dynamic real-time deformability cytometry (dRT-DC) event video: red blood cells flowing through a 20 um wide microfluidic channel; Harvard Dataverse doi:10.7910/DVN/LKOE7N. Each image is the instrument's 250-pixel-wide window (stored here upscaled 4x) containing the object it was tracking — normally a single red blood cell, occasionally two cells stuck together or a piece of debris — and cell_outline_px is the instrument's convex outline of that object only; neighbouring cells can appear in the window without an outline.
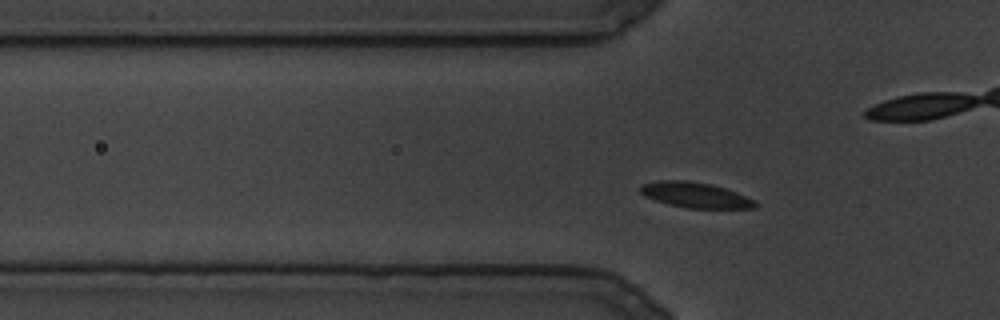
{"species": "common noctule bat (a hibernating species)", "species_latin": "Nyctalus noctula", "temperature_condition": "cold", "stored_images_in_passage": 108, "camera_frame_rate_fps": 3000, "um_per_image_px": 0.085, "animal": {"sex": "male", "body_mass_g": 19.5, "forearm_length_mm": 54.6}, "frame": {"image": 1, "passage_image": 25, "time_ms": 8.0, "image_size_px": [1000, 320], "cell_outline_px": [[760, 204], [756, 208], [684, 208], [668, 204], [644, 196], [640, 192], [640, 188], [644, 184], [660, 180], [688, 180], [712, 184], [736, 192], [756, 200]], "centroid_in_image_um": [59.15, 16.58], "position_along_channel_um": 66.7, "area_um2": 17.11}}
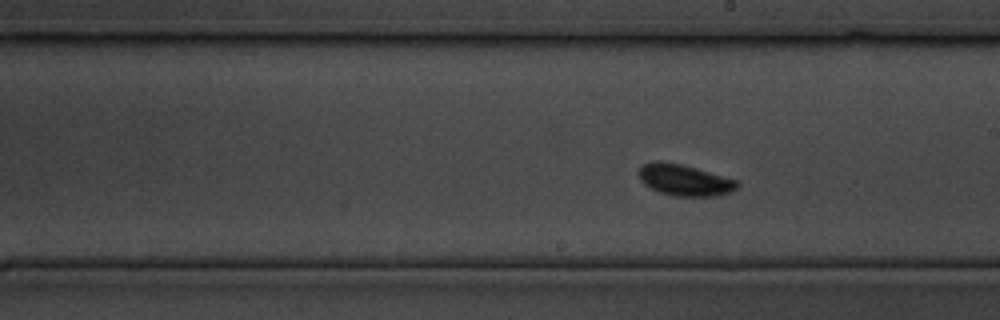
{"frame": {"image": 2, "passage_image": 55, "time_ms": 18.0, "image_size_px": [1000, 320], "cell_outline_px": [[740, 184], [732, 192], [716, 196], [676, 196], [660, 192], [644, 184], [640, 180], [636, 172], [644, 164], [656, 160], [660, 160], [680, 164], [696, 168], [736, 180]], "centroid_in_image_um": [58.16, 15.3], "position_along_channel_um": 230.8, "area_um2": 17.92}}
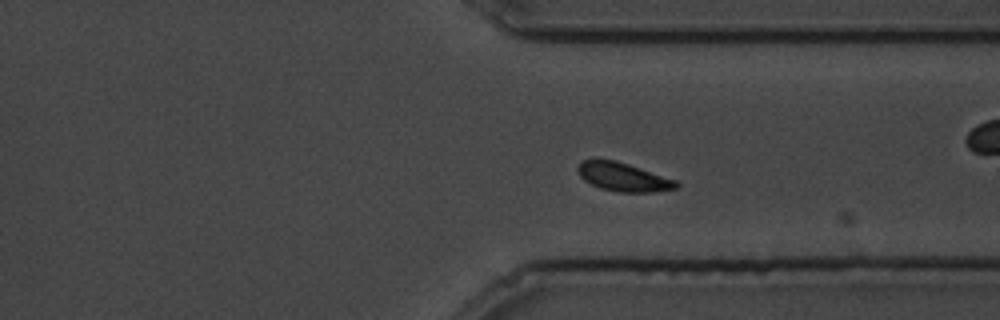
{"frame": {"image": 3, "passage_image": 78, "time_ms": 25.667, "image_size_px": [1000, 320], "cell_outline_px": [[680, 184], [676, 188], [652, 192], [620, 192], [600, 188], [584, 180], [580, 176], [576, 168], [584, 160], [616, 160], [676, 180]], "centroid_in_image_um": [52.98, 15.05], "position_along_channel_um": 358.4, "area_um2": 16.13}}